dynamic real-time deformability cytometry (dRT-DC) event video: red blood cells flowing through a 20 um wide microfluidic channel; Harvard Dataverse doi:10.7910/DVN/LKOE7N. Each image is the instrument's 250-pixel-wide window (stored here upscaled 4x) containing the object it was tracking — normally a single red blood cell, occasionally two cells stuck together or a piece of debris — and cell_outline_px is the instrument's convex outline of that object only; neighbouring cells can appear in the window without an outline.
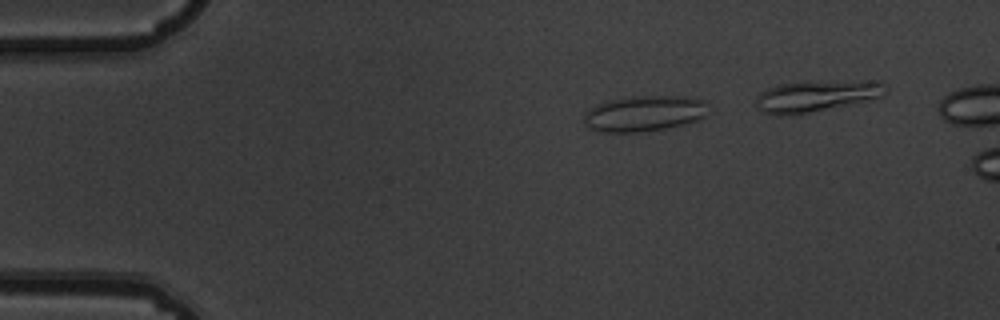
{"species": "common noctule bat (a hibernating species)", "species_latin": "Nyctalus noctula", "temperature_condition": "warm", "stored_images_in_passage": 8, "segment_of_instrument_passage": [1, 2], "camera_frame_rate_fps": 3000, "um_per_image_px": 0.085, "animal": {"sex": "male", "body_mass_g": 19.5, "forearm_length_mm": 54.6}, "frame": {"image": 1, "passage_image": 1, "time_ms": 0.0, "image_size_px": [1000, 320], "cell_outline_px": [[708, 104], [704, 116], [696, 120], [684, 124], [664, 128], [640, 132], [604, 132], [592, 128], [584, 124], [584, 116], [596, 104], [608, 100], [632, 96], [688, 96], [704, 100]], "centroid_in_image_um": [54.78, 9.63], "position_along_channel_um": 30.2, "area_um2": 25.72}}
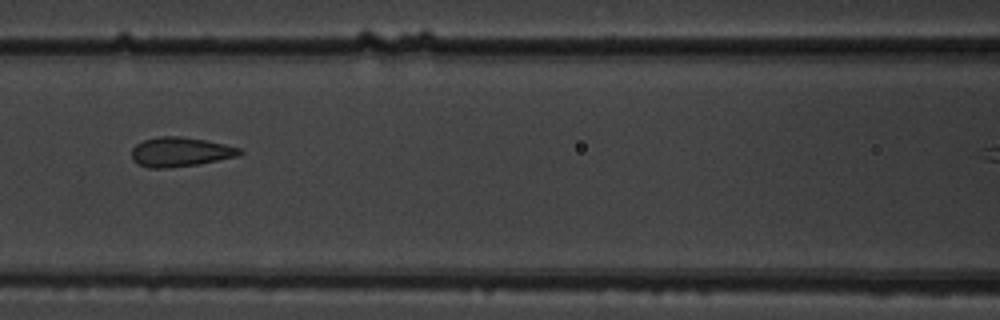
{"frame": {"image": 2, "passage_image": 5, "time_ms": 1.333, "image_size_px": [1000, 320], "cell_outline_px": [[244, 152], [240, 156], [196, 164], [168, 168], [148, 168], [132, 160], [132, 148], [136, 144], [144, 140], [160, 136], [180, 136], [204, 140], [224, 144], [240, 148]], "centroid_in_image_um": [15.33, 12.91], "position_along_channel_um": 151.3, "area_um2": 18.44}}
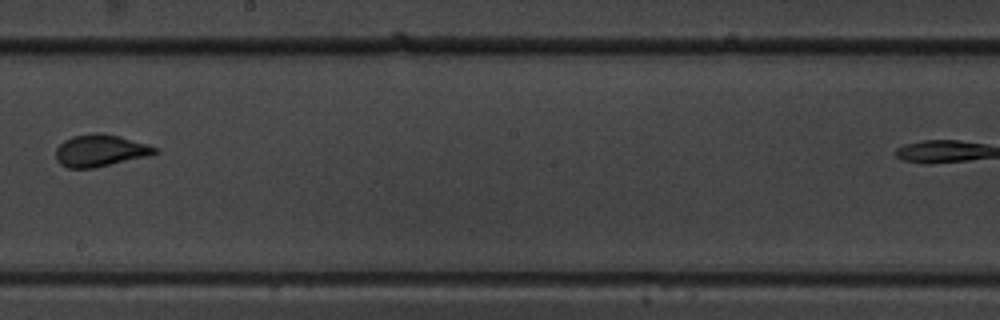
{"frame": {"image": 3, "passage_image": 7, "time_ms": 2.0, "image_size_px": [1000, 320], "cell_outline_px": [[160, 152], [148, 156], [92, 168], [68, 168], [60, 164], [56, 160], [56, 148], [64, 140], [72, 136], [116, 136], [148, 144], [160, 148]], "centroid_in_image_um": [8.54, 12.85], "position_along_channel_um": 239.7, "area_um2": 17.74}}